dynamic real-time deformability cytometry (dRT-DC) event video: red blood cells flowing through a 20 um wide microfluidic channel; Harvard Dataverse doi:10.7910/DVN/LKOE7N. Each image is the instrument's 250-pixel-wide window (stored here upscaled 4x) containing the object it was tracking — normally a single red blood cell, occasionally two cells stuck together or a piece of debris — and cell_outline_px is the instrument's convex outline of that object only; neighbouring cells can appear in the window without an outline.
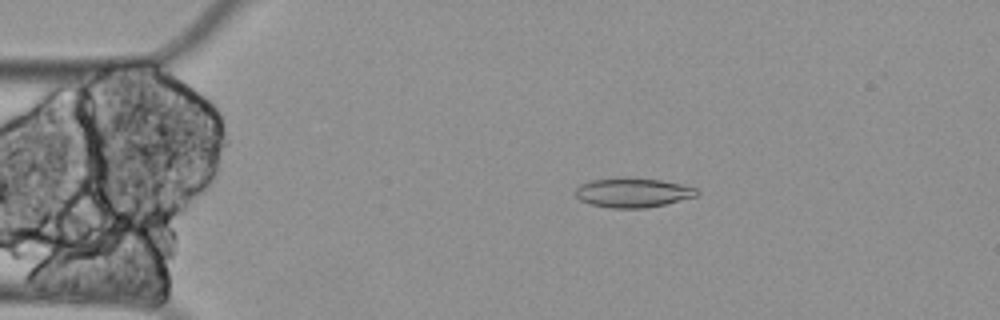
{"species": "Egyptian fruit bat (a non-hibernating species)", "species_latin": "Rousettus aegyptiacus", "temperature_condition": "cold", "stored_images_in_passage": 61, "camera_frame_rate_fps": 3000, "um_per_image_px": 0.085, "animal": {"sex": "female"}, "frame": {"image": 1, "passage_image": 12, "time_ms": 3.667, "image_size_px": [1000, 320], "cell_outline_px": [[700, 192], [696, 196], [664, 204], [644, 208], [612, 208], [588, 204], [580, 200], [572, 192], [580, 184], [588, 180], [660, 180], [684, 184], [696, 188]], "centroid_in_image_um": [53.77, 16.41], "position_along_channel_um": 31.2, "area_um2": 20.23}}
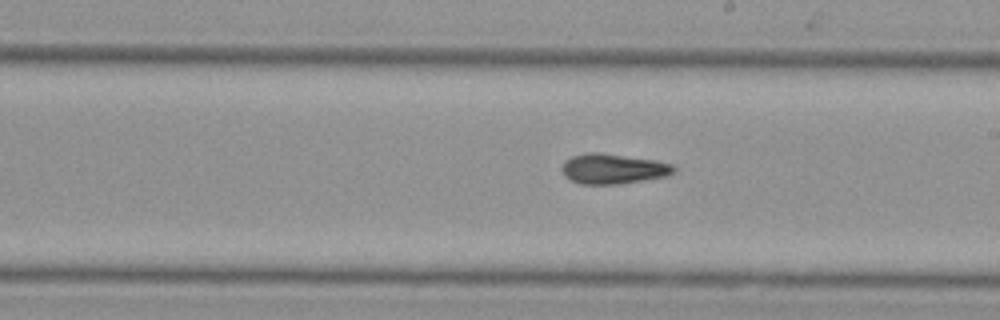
{"frame": {"image": 2, "passage_image": 34, "time_ms": 11.0, "image_size_px": [1000, 320], "cell_outline_px": [[676, 172], [668, 176], [620, 184], [580, 184], [564, 176], [560, 168], [564, 160], [572, 156], [588, 152], [600, 152], [656, 160], [672, 164], [676, 168]], "centroid_in_image_um": [52.11, 14.34], "position_along_channel_um": 236.9, "area_um2": 19.94}}
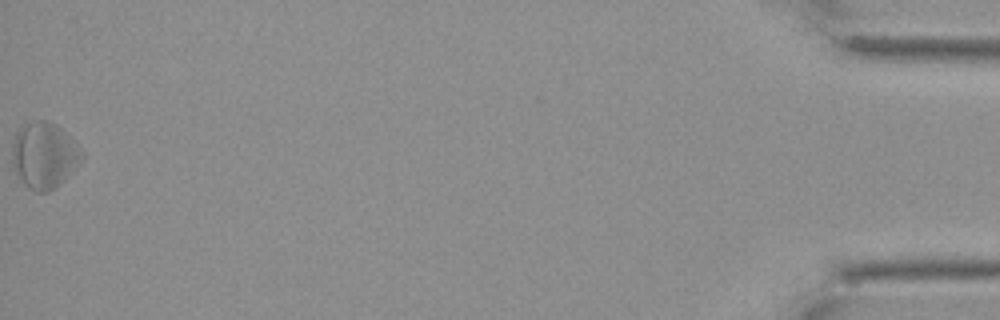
{"frame": {"image": 3, "passage_image": 61, "time_ms": 20.0, "image_size_px": [1000, 320], "cell_outline_px": [[84, 156], [68, 176], [56, 188], [48, 192], [36, 192], [28, 188], [24, 184], [12, 168], [12, 144], [16, 132], [24, 124], [36, 120], [44, 120], [56, 124], [84, 152]], "centroid_in_image_um": [3.73, 13.22], "position_along_channel_um": 431.5, "area_um2": 26.82}}